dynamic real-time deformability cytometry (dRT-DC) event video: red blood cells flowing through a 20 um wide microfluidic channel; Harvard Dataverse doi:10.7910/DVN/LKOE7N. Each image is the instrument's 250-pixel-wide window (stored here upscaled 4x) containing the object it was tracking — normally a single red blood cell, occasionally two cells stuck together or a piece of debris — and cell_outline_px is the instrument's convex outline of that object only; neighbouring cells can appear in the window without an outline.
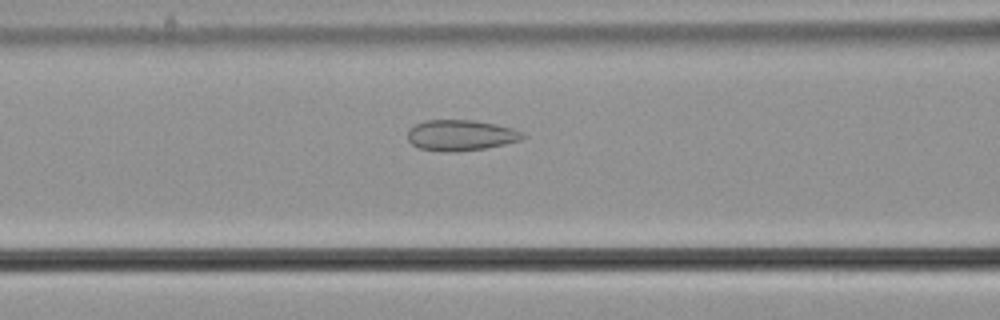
{"species": "common noctule bat (a hibernating species)", "species_latin": "Nyctalus noctula", "temperature_condition": "cold", "stored_images_in_passage": 13, "camera_frame_rate_fps": 3000, "um_per_image_px": 0.085, "animal": {"sex": "male", "body_mass_g": 21.5, "forearm_length_mm": 52.0}, "frame": {"image": 1, "passage_image": 8, "time_ms": 2.333, "image_size_px": [1000, 320], "cell_outline_px": [[528, 136], [520, 140], [504, 144], [484, 148], [456, 152], [444, 152], [420, 148], [412, 144], [408, 140], [408, 128], [424, 120], [476, 120], [496, 124], [512, 128], [524, 132]], "centroid_in_image_um": [39.18, 11.49], "position_along_channel_um": 127.4, "area_um2": 20.81}}
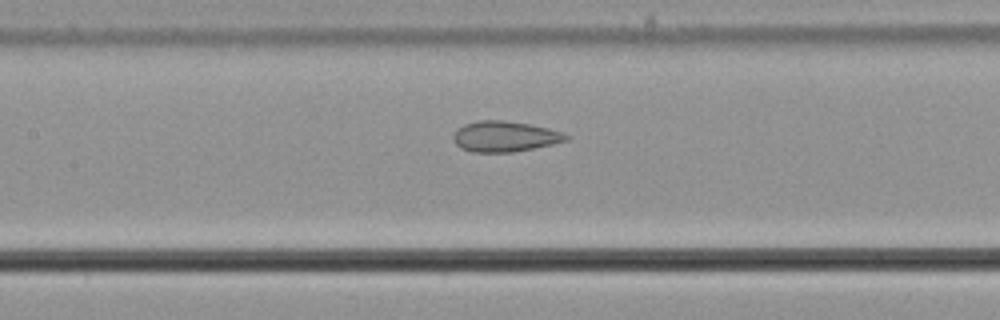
{"frame": {"image": 2, "passage_image": 11, "time_ms": 3.333, "image_size_px": [1000, 320], "cell_outline_px": [[572, 136], [568, 140], [552, 144], [512, 152], [472, 152], [460, 148], [456, 144], [452, 136], [456, 128], [464, 124], [476, 120], [504, 120], [528, 124], [548, 128], [564, 132]], "centroid_in_image_um": [42.89, 11.59], "position_along_channel_um": 164.5, "area_um2": 20.29}}